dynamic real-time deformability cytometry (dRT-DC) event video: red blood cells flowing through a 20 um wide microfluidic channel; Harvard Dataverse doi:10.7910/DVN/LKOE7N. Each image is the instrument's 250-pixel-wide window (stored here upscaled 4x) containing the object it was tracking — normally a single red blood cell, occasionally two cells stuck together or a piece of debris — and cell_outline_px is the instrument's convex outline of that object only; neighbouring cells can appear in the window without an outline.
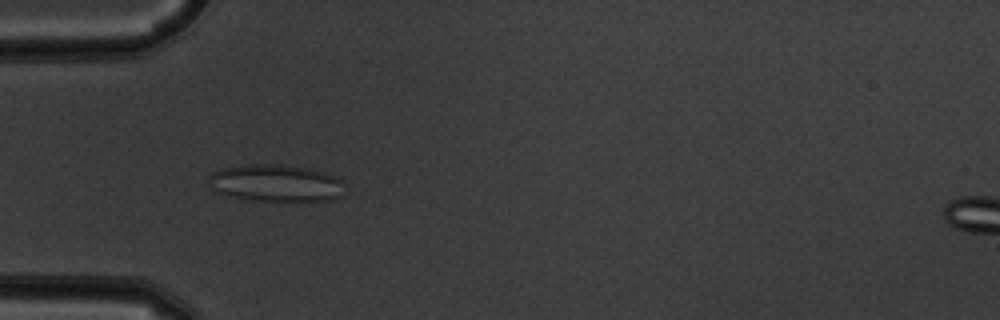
{"species": "common noctule bat (a hibernating species)", "species_latin": "Nyctalus noctula", "temperature_condition": "warm", "stored_images_in_passage": 53, "camera_frame_rate_fps": 3000, "um_per_image_px": 0.085, "animal": {"sex": "male", "body_mass_g": 19.5, "forearm_length_mm": 54.6}, "frame": {"image": 1, "passage_image": 17, "time_ms": 5.333, "image_size_px": [1000, 320], "cell_outline_px": [[340, 196], [332, 200], [304, 204], [252, 200], [228, 196], [216, 192], [208, 184], [208, 176], [212, 172], [224, 168], [248, 164], [284, 164], [308, 168], [324, 172], [336, 176], [340, 180]], "centroid_in_image_um": [23.43, 15.6], "position_along_channel_um": 61.6, "area_um2": 30.35}}
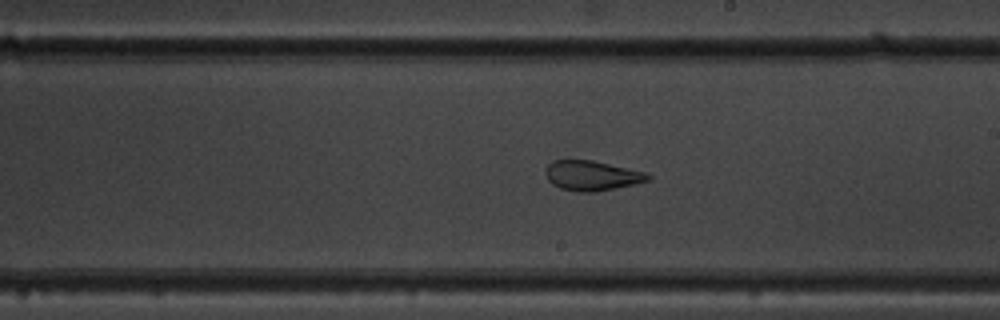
{"frame": {"image": 2, "passage_image": 31, "time_ms": 10.0, "image_size_px": [1000, 320], "cell_outline_px": [[652, 176], [648, 180], [632, 184], [596, 192], [576, 192], [560, 188], [552, 184], [548, 180], [544, 172], [544, 168], [552, 160], [592, 160], [648, 172]], "centroid_in_image_um": [50.27, 14.92], "position_along_channel_um": 238.7, "area_um2": 17.98}}
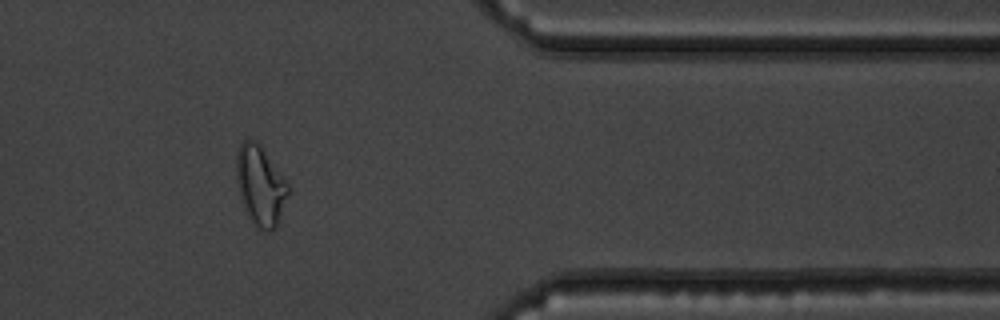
{"frame": {"image": 3, "passage_image": 44, "time_ms": 14.333, "image_size_px": [1000, 320], "cell_outline_px": [[288, 196], [276, 228], [268, 232], [260, 232], [256, 228], [248, 216], [244, 208], [240, 196], [236, 180], [236, 152], [240, 144], [244, 140], [252, 140], [260, 144], [284, 176], [288, 184]], "centroid_in_image_um": [22.13, 15.8], "position_along_channel_um": 389.3, "area_um2": 24.33}, "authors_computed_cell_mechanics": {"area_um2": 25.143, "velocity_mm_per_s": 3.8565, "shape_relaxation_time_tau1_ms": null, "shape_relaxation_time_tau2_ms": 1.326, "deformation_change_tau1": null, "deformation_change_tau2": 0.0956}}